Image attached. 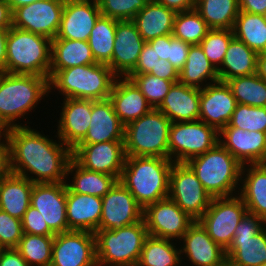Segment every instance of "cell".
<instances>
[{
  "mask_svg": "<svg viewBox=\"0 0 266 266\" xmlns=\"http://www.w3.org/2000/svg\"><path fill=\"white\" fill-rule=\"evenodd\" d=\"M49 137L29 126L11 127L8 141L12 173L33 183L65 182L72 150L59 138Z\"/></svg>",
  "mask_w": 266,
  "mask_h": 266,
  "instance_id": "cell-1",
  "label": "cell"
},
{
  "mask_svg": "<svg viewBox=\"0 0 266 266\" xmlns=\"http://www.w3.org/2000/svg\"><path fill=\"white\" fill-rule=\"evenodd\" d=\"M49 79L31 74L0 71V118L11 127L30 126L26 115L35 111L44 97H49ZM24 119V123L18 119ZM18 121V123H17Z\"/></svg>",
  "mask_w": 266,
  "mask_h": 266,
  "instance_id": "cell-2",
  "label": "cell"
},
{
  "mask_svg": "<svg viewBox=\"0 0 266 266\" xmlns=\"http://www.w3.org/2000/svg\"><path fill=\"white\" fill-rule=\"evenodd\" d=\"M173 163L168 158L126 157L119 182L145 209L148 205L168 197L169 174Z\"/></svg>",
  "mask_w": 266,
  "mask_h": 266,
  "instance_id": "cell-3",
  "label": "cell"
},
{
  "mask_svg": "<svg viewBox=\"0 0 266 266\" xmlns=\"http://www.w3.org/2000/svg\"><path fill=\"white\" fill-rule=\"evenodd\" d=\"M117 77L108 65L100 63L50 70L49 93L58 90L63 99L103 100L109 98Z\"/></svg>",
  "mask_w": 266,
  "mask_h": 266,
  "instance_id": "cell-4",
  "label": "cell"
},
{
  "mask_svg": "<svg viewBox=\"0 0 266 266\" xmlns=\"http://www.w3.org/2000/svg\"><path fill=\"white\" fill-rule=\"evenodd\" d=\"M187 164L212 198L238 195L243 165L219 142Z\"/></svg>",
  "mask_w": 266,
  "mask_h": 266,
  "instance_id": "cell-5",
  "label": "cell"
},
{
  "mask_svg": "<svg viewBox=\"0 0 266 266\" xmlns=\"http://www.w3.org/2000/svg\"><path fill=\"white\" fill-rule=\"evenodd\" d=\"M51 39L11 27L6 44L5 73L31 74L49 79Z\"/></svg>",
  "mask_w": 266,
  "mask_h": 266,
  "instance_id": "cell-6",
  "label": "cell"
},
{
  "mask_svg": "<svg viewBox=\"0 0 266 266\" xmlns=\"http://www.w3.org/2000/svg\"><path fill=\"white\" fill-rule=\"evenodd\" d=\"M94 234L98 266H136L149 236L144 219L119 230L99 229Z\"/></svg>",
  "mask_w": 266,
  "mask_h": 266,
  "instance_id": "cell-7",
  "label": "cell"
},
{
  "mask_svg": "<svg viewBox=\"0 0 266 266\" xmlns=\"http://www.w3.org/2000/svg\"><path fill=\"white\" fill-rule=\"evenodd\" d=\"M171 121L160 110L152 108L137 120L124 126L126 157L145 156L169 159L168 143Z\"/></svg>",
  "mask_w": 266,
  "mask_h": 266,
  "instance_id": "cell-8",
  "label": "cell"
},
{
  "mask_svg": "<svg viewBox=\"0 0 266 266\" xmlns=\"http://www.w3.org/2000/svg\"><path fill=\"white\" fill-rule=\"evenodd\" d=\"M219 142V132L201 120L171 122L169 129V159L187 163L213 148Z\"/></svg>",
  "mask_w": 266,
  "mask_h": 266,
  "instance_id": "cell-9",
  "label": "cell"
},
{
  "mask_svg": "<svg viewBox=\"0 0 266 266\" xmlns=\"http://www.w3.org/2000/svg\"><path fill=\"white\" fill-rule=\"evenodd\" d=\"M226 257L237 266H262L266 263V222L247 212L235 229Z\"/></svg>",
  "mask_w": 266,
  "mask_h": 266,
  "instance_id": "cell-10",
  "label": "cell"
},
{
  "mask_svg": "<svg viewBox=\"0 0 266 266\" xmlns=\"http://www.w3.org/2000/svg\"><path fill=\"white\" fill-rule=\"evenodd\" d=\"M247 212L238 195L213 198L206 212L197 221L213 241L226 251L233 241L236 227Z\"/></svg>",
  "mask_w": 266,
  "mask_h": 266,
  "instance_id": "cell-11",
  "label": "cell"
},
{
  "mask_svg": "<svg viewBox=\"0 0 266 266\" xmlns=\"http://www.w3.org/2000/svg\"><path fill=\"white\" fill-rule=\"evenodd\" d=\"M168 197L195 221L206 212L213 199L190 166L178 162H174L170 170Z\"/></svg>",
  "mask_w": 266,
  "mask_h": 266,
  "instance_id": "cell-12",
  "label": "cell"
},
{
  "mask_svg": "<svg viewBox=\"0 0 266 266\" xmlns=\"http://www.w3.org/2000/svg\"><path fill=\"white\" fill-rule=\"evenodd\" d=\"M65 0H38L12 12V26L55 39L62 19Z\"/></svg>",
  "mask_w": 266,
  "mask_h": 266,
  "instance_id": "cell-13",
  "label": "cell"
},
{
  "mask_svg": "<svg viewBox=\"0 0 266 266\" xmlns=\"http://www.w3.org/2000/svg\"><path fill=\"white\" fill-rule=\"evenodd\" d=\"M143 219L149 236L175 239L176 242L195 222L169 197L148 205L144 209Z\"/></svg>",
  "mask_w": 266,
  "mask_h": 266,
  "instance_id": "cell-14",
  "label": "cell"
},
{
  "mask_svg": "<svg viewBox=\"0 0 266 266\" xmlns=\"http://www.w3.org/2000/svg\"><path fill=\"white\" fill-rule=\"evenodd\" d=\"M50 266H98L95 234L76 230L56 234Z\"/></svg>",
  "mask_w": 266,
  "mask_h": 266,
  "instance_id": "cell-15",
  "label": "cell"
},
{
  "mask_svg": "<svg viewBox=\"0 0 266 266\" xmlns=\"http://www.w3.org/2000/svg\"><path fill=\"white\" fill-rule=\"evenodd\" d=\"M72 158L89 171L112 175L119 181L126 159L124 141L78 144Z\"/></svg>",
  "mask_w": 266,
  "mask_h": 266,
  "instance_id": "cell-16",
  "label": "cell"
},
{
  "mask_svg": "<svg viewBox=\"0 0 266 266\" xmlns=\"http://www.w3.org/2000/svg\"><path fill=\"white\" fill-rule=\"evenodd\" d=\"M144 209L119 181L102 197L99 229L119 230L143 220Z\"/></svg>",
  "mask_w": 266,
  "mask_h": 266,
  "instance_id": "cell-17",
  "label": "cell"
},
{
  "mask_svg": "<svg viewBox=\"0 0 266 266\" xmlns=\"http://www.w3.org/2000/svg\"><path fill=\"white\" fill-rule=\"evenodd\" d=\"M66 182L33 183L30 205L55 233L69 231L66 215Z\"/></svg>",
  "mask_w": 266,
  "mask_h": 266,
  "instance_id": "cell-18",
  "label": "cell"
},
{
  "mask_svg": "<svg viewBox=\"0 0 266 266\" xmlns=\"http://www.w3.org/2000/svg\"><path fill=\"white\" fill-rule=\"evenodd\" d=\"M100 16L97 0H65L55 39L88 41L91 30Z\"/></svg>",
  "mask_w": 266,
  "mask_h": 266,
  "instance_id": "cell-19",
  "label": "cell"
},
{
  "mask_svg": "<svg viewBox=\"0 0 266 266\" xmlns=\"http://www.w3.org/2000/svg\"><path fill=\"white\" fill-rule=\"evenodd\" d=\"M179 242L181 260L191 262L192 266H222L227 259L226 251L213 241L198 221L188 228Z\"/></svg>",
  "mask_w": 266,
  "mask_h": 266,
  "instance_id": "cell-20",
  "label": "cell"
},
{
  "mask_svg": "<svg viewBox=\"0 0 266 266\" xmlns=\"http://www.w3.org/2000/svg\"><path fill=\"white\" fill-rule=\"evenodd\" d=\"M237 105L226 82L217 81L200 89L199 120L220 132L231 120Z\"/></svg>",
  "mask_w": 266,
  "mask_h": 266,
  "instance_id": "cell-21",
  "label": "cell"
},
{
  "mask_svg": "<svg viewBox=\"0 0 266 266\" xmlns=\"http://www.w3.org/2000/svg\"><path fill=\"white\" fill-rule=\"evenodd\" d=\"M57 121V135L73 150L85 137L91 122L92 100L65 98Z\"/></svg>",
  "mask_w": 266,
  "mask_h": 266,
  "instance_id": "cell-22",
  "label": "cell"
},
{
  "mask_svg": "<svg viewBox=\"0 0 266 266\" xmlns=\"http://www.w3.org/2000/svg\"><path fill=\"white\" fill-rule=\"evenodd\" d=\"M222 138V139H221ZM219 143L242 165L266 163V133L224 127Z\"/></svg>",
  "mask_w": 266,
  "mask_h": 266,
  "instance_id": "cell-23",
  "label": "cell"
},
{
  "mask_svg": "<svg viewBox=\"0 0 266 266\" xmlns=\"http://www.w3.org/2000/svg\"><path fill=\"white\" fill-rule=\"evenodd\" d=\"M145 43L132 20H117L112 71L118 77H126L135 68Z\"/></svg>",
  "mask_w": 266,
  "mask_h": 266,
  "instance_id": "cell-24",
  "label": "cell"
},
{
  "mask_svg": "<svg viewBox=\"0 0 266 266\" xmlns=\"http://www.w3.org/2000/svg\"><path fill=\"white\" fill-rule=\"evenodd\" d=\"M124 141V125L116 115L109 98L92 100L91 122L84 139L79 144Z\"/></svg>",
  "mask_w": 266,
  "mask_h": 266,
  "instance_id": "cell-25",
  "label": "cell"
},
{
  "mask_svg": "<svg viewBox=\"0 0 266 266\" xmlns=\"http://www.w3.org/2000/svg\"><path fill=\"white\" fill-rule=\"evenodd\" d=\"M109 99L116 115L124 126L147 114L152 109L145 96L128 77H117Z\"/></svg>",
  "mask_w": 266,
  "mask_h": 266,
  "instance_id": "cell-26",
  "label": "cell"
},
{
  "mask_svg": "<svg viewBox=\"0 0 266 266\" xmlns=\"http://www.w3.org/2000/svg\"><path fill=\"white\" fill-rule=\"evenodd\" d=\"M102 198L66 188V215L70 230L95 233L99 230Z\"/></svg>",
  "mask_w": 266,
  "mask_h": 266,
  "instance_id": "cell-27",
  "label": "cell"
},
{
  "mask_svg": "<svg viewBox=\"0 0 266 266\" xmlns=\"http://www.w3.org/2000/svg\"><path fill=\"white\" fill-rule=\"evenodd\" d=\"M157 109L171 122L199 120L200 89L176 82Z\"/></svg>",
  "mask_w": 266,
  "mask_h": 266,
  "instance_id": "cell-28",
  "label": "cell"
},
{
  "mask_svg": "<svg viewBox=\"0 0 266 266\" xmlns=\"http://www.w3.org/2000/svg\"><path fill=\"white\" fill-rule=\"evenodd\" d=\"M240 184L238 196L248 213L266 222V163L243 165Z\"/></svg>",
  "mask_w": 266,
  "mask_h": 266,
  "instance_id": "cell-29",
  "label": "cell"
},
{
  "mask_svg": "<svg viewBox=\"0 0 266 266\" xmlns=\"http://www.w3.org/2000/svg\"><path fill=\"white\" fill-rule=\"evenodd\" d=\"M177 12L155 0H149L133 18L138 32L145 42L173 33Z\"/></svg>",
  "mask_w": 266,
  "mask_h": 266,
  "instance_id": "cell-30",
  "label": "cell"
},
{
  "mask_svg": "<svg viewBox=\"0 0 266 266\" xmlns=\"http://www.w3.org/2000/svg\"><path fill=\"white\" fill-rule=\"evenodd\" d=\"M33 182L11 173L0 180V210L22 219L31 201Z\"/></svg>",
  "mask_w": 266,
  "mask_h": 266,
  "instance_id": "cell-31",
  "label": "cell"
},
{
  "mask_svg": "<svg viewBox=\"0 0 266 266\" xmlns=\"http://www.w3.org/2000/svg\"><path fill=\"white\" fill-rule=\"evenodd\" d=\"M257 57L258 54L243 41L233 37L217 69L219 81L226 82L235 77L256 74Z\"/></svg>",
  "mask_w": 266,
  "mask_h": 266,
  "instance_id": "cell-32",
  "label": "cell"
},
{
  "mask_svg": "<svg viewBox=\"0 0 266 266\" xmlns=\"http://www.w3.org/2000/svg\"><path fill=\"white\" fill-rule=\"evenodd\" d=\"M69 174L73 176L71 180L68 179L70 178ZM117 181L112 175L89 171L83 168L72 158L68 164L65 182L72 192L102 198Z\"/></svg>",
  "mask_w": 266,
  "mask_h": 266,
  "instance_id": "cell-33",
  "label": "cell"
},
{
  "mask_svg": "<svg viewBox=\"0 0 266 266\" xmlns=\"http://www.w3.org/2000/svg\"><path fill=\"white\" fill-rule=\"evenodd\" d=\"M217 81H219L217 69L208 60L201 46L191 45L184 67L179 72V82L203 89L208 84Z\"/></svg>",
  "mask_w": 266,
  "mask_h": 266,
  "instance_id": "cell-34",
  "label": "cell"
},
{
  "mask_svg": "<svg viewBox=\"0 0 266 266\" xmlns=\"http://www.w3.org/2000/svg\"><path fill=\"white\" fill-rule=\"evenodd\" d=\"M96 63L88 41L52 39L50 70Z\"/></svg>",
  "mask_w": 266,
  "mask_h": 266,
  "instance_id": "cell-35",
  "label": "cell"
},
{
  "mask_svg": "<svg viewBox=\"0 0 266 266\" xmlns=\"http://www.w3.org/2000/svg\"><path fill=\"white\" fill-rule=\"evenodd\" d=\"M176 244L171 239L148 236L136 266H189L182 264L180 247Z\"/></svg>",
  "mask_w": 266,
  "mask_h": 266,
  "instance_id": "cell-36",
  "label": "cell"
},
{
  "mask_svg": "<svg viewBox=\"0 0 266 266\" xmlns=\"http://www.w3.org/2000/svg\"><path fill=\"white\" fill-rule=\"evenodd\" d=\"M195 10L210 29L232 30L240 12L239 0H196Z\"/></svg>",
  "mask_w": 266,
  "mask_h": 266,
  "instance_id": "cell-37",
  "label": "cell"
},
{
  "mask_svg": "<svg viewBox=\"0 0 266 266\" xmlns=\"http://www.w3.org/2000/svg\"><path fill=\"white\" fill-rule=\"evenodd\" d=\"M232 31L257 54L266 52V16L240 11Z\"/></svg>",
  "mask_w": 266,
  "mask_h": 266,
  "instance_id": "cell-38",
  "label": "cell"
},
{
  "mask_svg": "<svg viewBox=\"0 0 266 266\" xmlns=\"http://www.w3.org/2000/svg\"><path fill=\"white\" fill-rule=\"evenodd\" d=\"M116 24L117 20L101 15L88 39L96 63L106 64L111 70Z\"/></svg>",
  "mask_w": 266,
  "mask_h": 266,
  "instance_id": "cell-39",
  "label": "cell"
},
{
  "mask_svg": "<svg viewBox=\"0 0 266 266\" xmlns=\"http://www.w3.org/2000/svg\"><path fill=\"white\" fill-rule=\"evenodd\" d=\"M226 83L238 104L266 107V81L257 74L235 77Z\"/></svg>",
  "mask_w": 266,
  "mask_h": 266,
  "instance_id": "cell-40",
  "label": "cell"
},
{
  "mask_svg": "<svg viewBox=\"0 0 266 266\" xmlns=\"http://www.w3.org/2000/svg\"><path fill=\"white\" fill-rule=\"evenodd\" d=\"M54 236L23 233L16 248L29 266H50Z\"/></svg>",
  "mask_w": 266,
  "mask_h": 266,
  "instance_id": "cell-41",
  "label": "cell"
},
{
  "mask_svg": "<svg viewBox=\"0 0 266 266\" xmlns=\"http://www.w3.org/2000/svg\"><path fill=\"white\" fill-rule=\"evenodd\" d=\"M210 28L195 10L177 12L172 35L191 45H199Z\"/></svg>",
  "mask_w": 266,
  "mask_h": 266,
  "instance_id": "cell-42",
  "label": "cell"
},
{
  "mask_svg": "<svg viewBox=\"0 0 266 266\" xmlns=\"http://www.w3.org/2000/svg\"><path fill=\"white\" fill-rule=\"evenodd\" d=\"M130 78L145 96L149 105L157 109L165 96L171 89L172 85L179 81H169L149 73L146 74H128Z\"/></svg>",
  "mask_w": 266,
  "mask_h": 266,
  "instance_id": "cell-43",
  "label": "cell"
},
{
  "mask_svg": "<svg viewBox=\"0 0 266 266\" xmlns=\"http://www.w3.org/2000/svg\"><path fill=\"white\" fill-rule=\"evenodd\" d=\"M225 127L266 133V107H254L237 103L231 120Z\"/></svg>",
  "mask_w": 266,
  "mask_h": 266,
  "instance_id": "cell-44",
  "label": "cell"
},
{
  "mask_svg": "<svg viewBox=\"0 0 266 266\" xmlns=\"http://www.w3.org/2000/svg\"><path fill=\"white\" fill-rule=\"evenodd\" d=\"M234 37L229 29H210L200 42V46L208 60L218 69L225 57L228 45Z\"/></svg>",
  "mask_w": 266,
  "mask_h": 266,
  "instance_id": "cell-45",
  "label": "cell"
},
{
  "mask_svg": "<svg viewBox=\"0 0 266 266\" xmlns=\"http://www.w3.org/2000/svg\"><path fill=\"white\" fill-rule=\"evenodd\" d=\"M102 16L118 21L133 20L149 0H97Z\"/></svg>",
  "mask_w": 266,
  "mask_h": 266,
  "instance_id": "cell-46",
  "label": "cell"
},
{
  "mask_svg": "<svg viewBox=\"0 0 266 266\" xmlns=\"http://www.w3.org/2000/svg\"><path fill=\"white\" fill-rule=\"evenodd\" d=\"M22 235L21 220L0 210V248H17Z\"/></svg>",
  "mask_w": 266,
  "mask_h": 266,
  "instance_id": "cell-47",
  "label": "cell"
},
{
  "mask_svg": "<svg viewBox=\"0 0 266 266\" xmlns=\"http://www.w3.org/2000/svg\"><path fill=\"white\" fill-rule=\"evenodd\" d=\"M23 233L31 235L55 236L56 234L48 227L40 212L33 206H29L21 219Z\"/></svg>",
  "mask_w": 266,
  "mask_h": 266,
  "instance_id": "cell-48",
  "label": "cell"
},
{
  "mask_svg": "<svg viewBox=\"0 0 266 266\" xmlns=\"http://www.w3.org/2000/svg\"><path fill=\"white\" fill-rule=\"evenodd\" d=\"M191 44L168 34V61L179 72L184 67Z\"/></svg>",
  "mask_w": 266,
  "mask_h": 266,
  "instance_id": "cell-49",
  "label": "cell"
},
{
  "mask_svg": "<svg viewBox=\"0 0 266 266\" xmlns=\"http://www.w3.org/2000/svg\"><path fill=\"white\" fill-rule=\"evenodd\" d=\"M159 60V56L155 53V49L146 42L139 55L135 68L129 74H146L155 68Z\"/></svg>",
  "mask_w": 266,
  "mask_h": 266,
  "instance_id": "cell-50",
  "label": "cell"
},
{
  "mask_svg": "<svg viewBox=\"0 0 266 266\" xmlns=\"http://www.w3.org/2000/svg\"><path fill=\"white\" fill-rule=\"evenodd\" d=\"M149 74L169 81H179V71L168 60L162 58Z\"/></svg>",
  "mask_w": 266,
  "mask_h": 266,
  "instance_id": "cell-51",
  "label": "cell"
},
{
  "mask_svg": "<svg viewBox=\"0 0 266 266\" xmlns=\"http://www.w3.org/2000/svg\"><path fill=\"white\" fill-rule=\"evenodd\" d=\"M0 266H29L16 248L0 249Z\"/></svg>",
  "mask_w": 266,
  "mask_h": 266,
  "instance_id": "cell-52",
  "label": "cell"
},
{
  "mask_svg": "<svg viewBox=\"0 0 266 266\" xmlns=\"http://www.w3.org/2000/svg\"><path fill=\"white\" fill-rule=\"evenodd\" d=\"M12 173L8 139L0 140V180Z\"/></svg>",
  "mask_w": 266,
  "mask_h": 266,
  "instance_id": "cell-53",
  "label": "cell"
},
{
  "mask_svg": "<svg viewBox=\"0 0 266 266\" xmlns=\"http://www.w3.org/2000/svg\"><path fill=\"white\" fill-rule=\"evenodd\" d=\"M240 11L266 16V0H239Z\"/></svg>",
  "mask_w": 266,
  "mask_h": 266,
  "instance_id": "cell-54",
  "label": "cell"
},
{
  "mask_svg": "<svg viewBox=\"0 0 266 266\" xmlns=\"http://www.w3.org/2000/svg\"><path fill=\"white\" fill-rule=\"evenodd\" d=\"M166 8L176 12H183L195 9L196 0H155Z\"/></svg>",
  "mask_w": 266,
  "mask_h": 266,
  "instance_id": "cell-55",
  "label": "cell"
},
{
  "mask_svg": "<svg viewBox=\"0 0 266 266\" xmlns=\"http://www.w3.org/2000/svg\"><path fill=\"white\" fill-rule=\"evenodd\" d=\"M148 43L155 49V53L159 59L168 60V35L154 38Z\"/></svg>",
  "mask_w": 266,
  "mask_h": 266,
  "instance_id": "cell-56",
  "label": "cell"
},
{
  "mask_svg": "<svg viewBox=\"0 0 266 266\" xmlns=\"http://www.w3.org/2000/svg\"><path fill=\"white\" fill-rule=\"evenodd\" d=\"M12 27V10L7 0H0V29Z\"/></svg>",
  "mask_w": 266,
  "mask_h": 266,
  "instance_id": "cell-57",
  "label": "cell"
},
{
  "mask_svg": "<svg viewBox=\"0 0 266 266\" xmlns=\"http://www.w3.org/2000/svg\"><path fill=\"white\" fill-rule=\"evenodd\" d=\"M8 29H0V71L5 72Z\"/></svg>",
  "mask_w": 266,
  "mask_h": 266,
  "instance_id": "cell-58",
  "label": "cell"
},
{
  "mask_svg": "<svg viewBox=\"0 0 266 266\" xmlns=\"http://www.w3.org/2000/svg\"><path fill=\"white\" fill-rule=\"evenodd\" d=\"M256 74L266 81V52L258 54Z\"/></svg>",
  "mask_w": 266,
  "mask_h": 266,
  "instance_id": "cell-59",
  "label": "cell"
},
{
  "mask_svg": "<svg viewBox=\"0 0 266 266\" xmlns=\"http://www.w3.org/2000/svg\"><path fill=\"white\" fill-rule=\"evenodd\" d=\"M36 1L38 0H7L8 4L11 7L12 12L20 6L28 5Z\"/></svg>",
  "mask_w": 266,
  "mask_h": 266,
  "instance_id": "cell-60",
  "label": "cell"
},
{
  "mask_svg": "<svg viewBox=\"0 0 266 266\" xmlns=\"http://www.w3.org/2000/svg\"><path fill=\"white\" fill-rule=\"evenodd\" d=\"M9 127L0 118V140L8 139Z\"/></svg>",
  "mask_w": 266,
  "mask_h": 266,
  "instance_id": "cell-61",
  "label": "cell"
},
{
  "mask_svg": "<svg viewBox=\"0 0 266 266\" xmlns=\"http://www.w3.org/2000/svg\"><path fill=\"white\" fill-rule=\"evenodd\" d=\"M222 266H237V265L232 263L230 260L226 259Z\"/></svg>",
  "mask_w": 266,
  "mask_h": 266,
  "instance_id": "cell-62",
  "label": "cell"
}]
</instances>
